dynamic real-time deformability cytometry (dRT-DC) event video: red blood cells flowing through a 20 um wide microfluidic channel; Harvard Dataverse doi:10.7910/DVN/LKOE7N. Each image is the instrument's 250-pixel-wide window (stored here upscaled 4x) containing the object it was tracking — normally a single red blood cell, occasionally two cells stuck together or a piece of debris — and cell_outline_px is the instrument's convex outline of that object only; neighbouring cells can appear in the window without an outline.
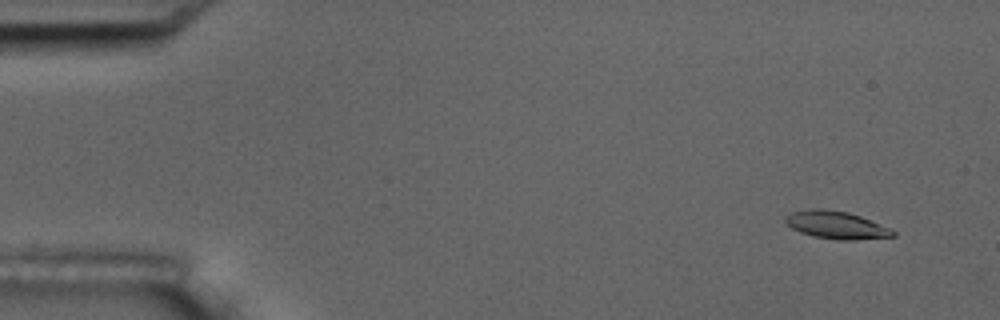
{"species": "common noctule bat (a hibernating species)", "species_latin": "Nyctalus noctula", "temperature_condition": "room temperature", "stored_images_in_passage": 5, "camera_frame_rate_fps": 3000, "um_per_image_px": 0.085, "animal": {"sex": "male", "body_mass_g": 17.5, "forearm_length_mm": 52.3}, "frame": {"image": 1, "passage_image": 1, "time_ms": 0.0, "image_size_px": [1000, 320], "cell_outline_px": [[896, 236], [856, 240], [836, 240], [812, 236], [800, 232], [792, 228], [784, 220], [784, 216], [792, 212], [808, 208], [824, 208], [848, 212], [860, 216], [888, 228], [896, 232]], "centroid_in_image_um": [71.04, 19.12], "position_along_channel_um": 14.0, "area_um2": 17.4}}
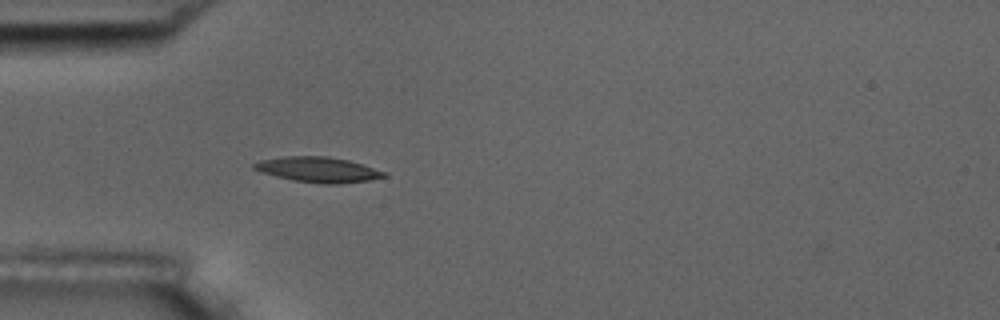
{"frame": {"image": 2, "passage_image": 5, "time_ms": 1.333, "image_size_px": [1000, 320], "cell_outline_px": [[388, 176], [368, 180], [340, 184], [320, 184], [292, 180], [276, 176], [252, 168], [252, 164], [260, 160], [284, 156], [328, 156], [348, 160], [388, 172]], "centroid_in_image_um": [27.06, 14.42], "position_along_channel_um": 57.9, "area_um2": 19.19}}